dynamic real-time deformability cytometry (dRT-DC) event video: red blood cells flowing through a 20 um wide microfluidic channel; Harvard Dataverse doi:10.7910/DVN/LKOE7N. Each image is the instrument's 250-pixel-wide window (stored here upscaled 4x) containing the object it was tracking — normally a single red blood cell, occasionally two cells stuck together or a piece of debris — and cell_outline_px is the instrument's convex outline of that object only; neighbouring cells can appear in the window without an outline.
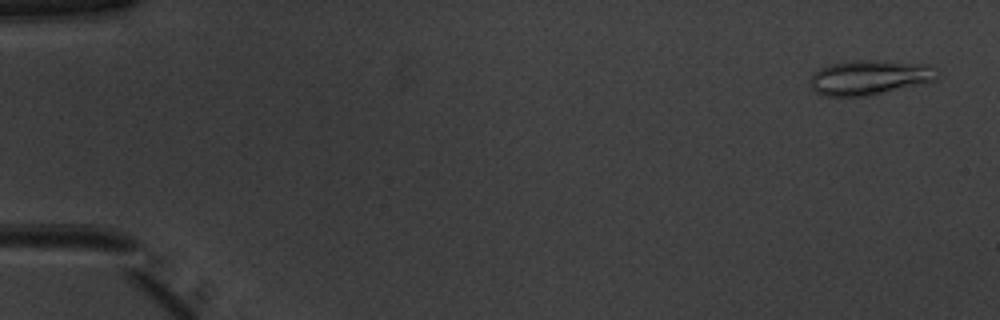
{"species": "common noctule bat (a hibernating species)", "species_latin": "Nyctalus noctula", "temperature_condition": "warm", "stored_images_in_passage": 51, "camera_frame_rate_fps": 3000, "um_per_image_px": 0.085, "animal": {"sex": "male", "body_mass_g": 20.1, "forearm_length_mm": 53.5}, "frame": {"image": 1, "passage_image": 2, "time_ms": 0.333, "image_size_px": [1000, 320], "cell_outline_px": [[936, 80], [920, 84], [864, 96], [824, 96], [816, 92], [812, 88], [808, 80], [812, 72], [828, 64], [856, 60], [872, 60], [932, 64], [936, 68]], "centroid_in_image_um": [73.86, 6.57], "position_along_channel_um": 11.1, "area_um2": 25.78}}
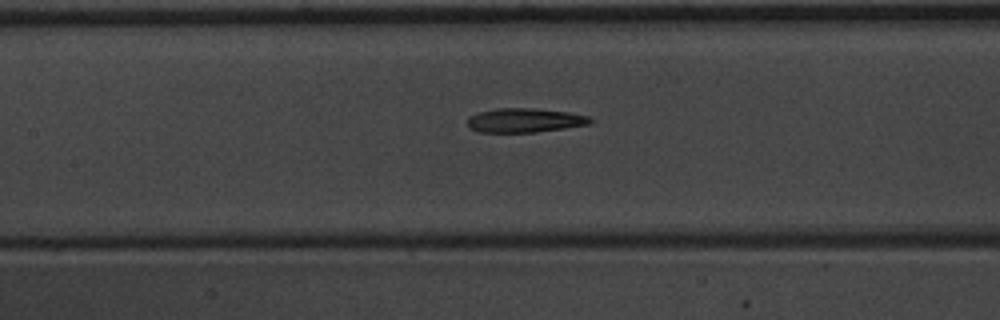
{"frame": {"image": 2, "passage_image": 24, "time_ms": 7.667, "image_size_px": [1000, 320], "cell_outline_px": [[596, 120], [588, 124], [564, 128], [536, 132], [480, 132], [468, 128], [468, 116], [480, 112], [496, 108], [536, 108], [568, 112], [588, 116]], "centroid_in_image_um": [44.6, 10.22], "position_along_channel_um": 162.8, "area_um2": 17.34}}
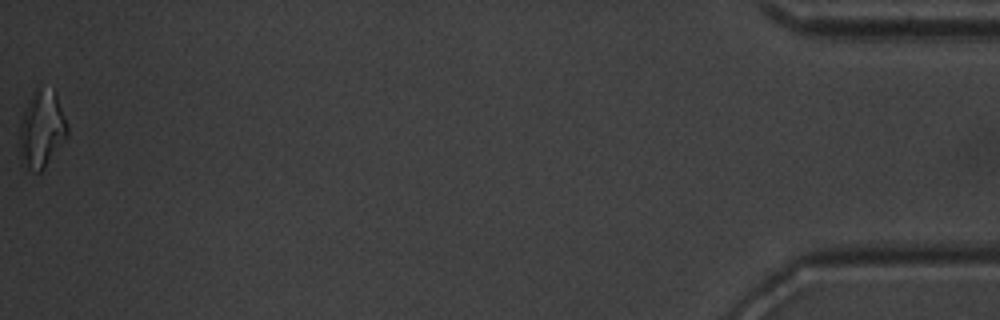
{"frame": {"image": 3, "passage_image": 51, "time_ms": 16.667, "image_size_px": [1000, 320], "cell_outline_px": [[68, 132], [44, 168], [40, 172], [32, 172], [20, 164], [20, 124], [28, 100], [36, 88], [56, 92], [68, 128]], "centroid_in_image_um": [3.51, 11.03], "position_along_channel_um": 431.7, "area_um2": 20.98}, "authors_computed_cell_mechanics": {"area_um2": 18.207, "velocity_mm_per_s": 4.0012, "shape_relaxation_time_tau1_ms": 7.875, "shape_relaxation_time_tau2_ms": 3.1312, "deformation_change_tau1": 0.2309, "deformation_change_tau2": 0.1429}}